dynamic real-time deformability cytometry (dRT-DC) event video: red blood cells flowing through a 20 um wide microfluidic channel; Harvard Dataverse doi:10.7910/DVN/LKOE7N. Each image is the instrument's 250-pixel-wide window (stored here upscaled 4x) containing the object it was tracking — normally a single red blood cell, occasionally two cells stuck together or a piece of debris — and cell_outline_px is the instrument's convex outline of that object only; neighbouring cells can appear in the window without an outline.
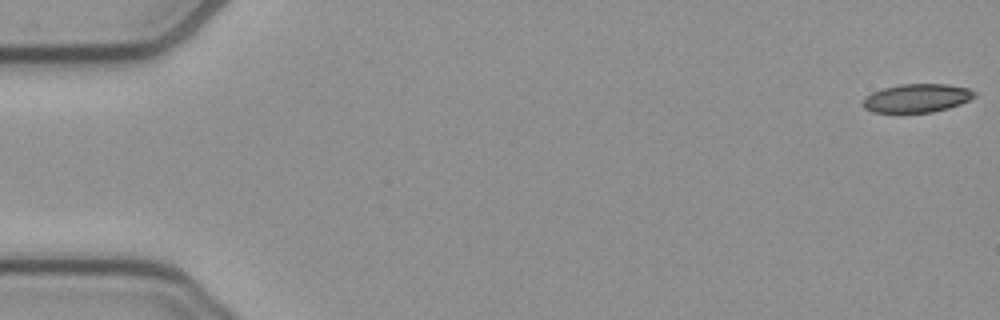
{"species": "common noctule bat (a hibernating species)", "species_latin": "Nyctalus noctula", "temperature_condition": "cold", "stored_images_in_passage": 51, "camera_frame_rate_fps": 3000, "um_per_image_px": 0.085, "animal": {"sex": "female", "body_mass_g": 21.9}, "frame": {"image": 1, "passage_image": 1, "time_ms": 0.0, "image_size_px": [1000, 320], "cell_outline_px": [[976, 96], [960, 104], [948, 108], [932, 112], [872, 112], [864, 108], [864, 100], [872, 92], [884, 88], [900, 84], [948, 84], [968, 88], [976, 92]], "centroid_in_image_um": [77.97, 8.33], "position_along_channel_um": 7.0, "area_um2": 18.32}}
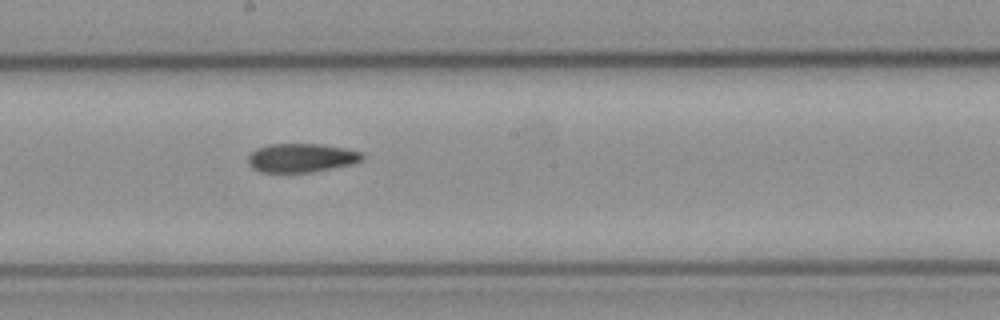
{"frame": {"image": 2, "passage_image": 29, "time_ms": 9.333, "image_size_px": [1000, 320], "cell_outline_px": [[364, 160], [352, 164], [312, 172], [260, 172], [252, 168], [248, 164], [248, 156], [256, 148], [268, 144], [324, 144], [364, 152]], "centroid_in_image_um": [25.63, 13.41], "position_along_channel_um": 222.6, "area_um2": 19.36}}
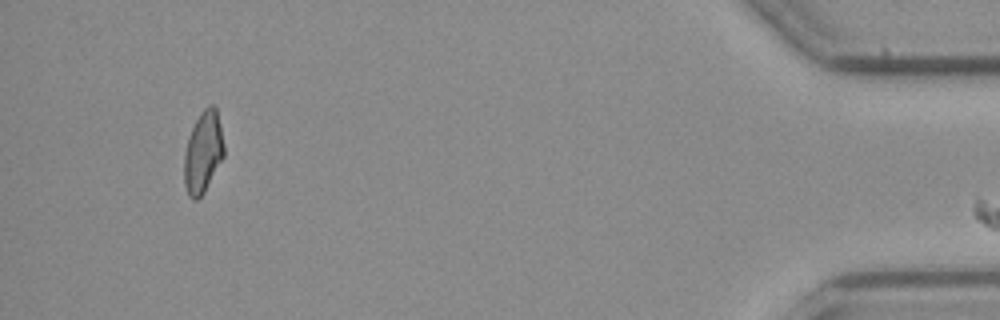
{"frame": {"image": 3, "passage_image": 50, "time_ms": 16.333, "image_size_px": [1000, 320], "cell_outline_px": [[224, 156], [204, 192], [196, 200], [192, 200], [188, 196], [184, 184], [184, 152], [188, 136], [200, 112], [208, 104], [212, 104], [216, 108], [220, 124], [224, 144]], "centroid_in_image_um": [17.25, 12.93], "position_along_channel_um": 418.0, "area_um2": 19.02}}